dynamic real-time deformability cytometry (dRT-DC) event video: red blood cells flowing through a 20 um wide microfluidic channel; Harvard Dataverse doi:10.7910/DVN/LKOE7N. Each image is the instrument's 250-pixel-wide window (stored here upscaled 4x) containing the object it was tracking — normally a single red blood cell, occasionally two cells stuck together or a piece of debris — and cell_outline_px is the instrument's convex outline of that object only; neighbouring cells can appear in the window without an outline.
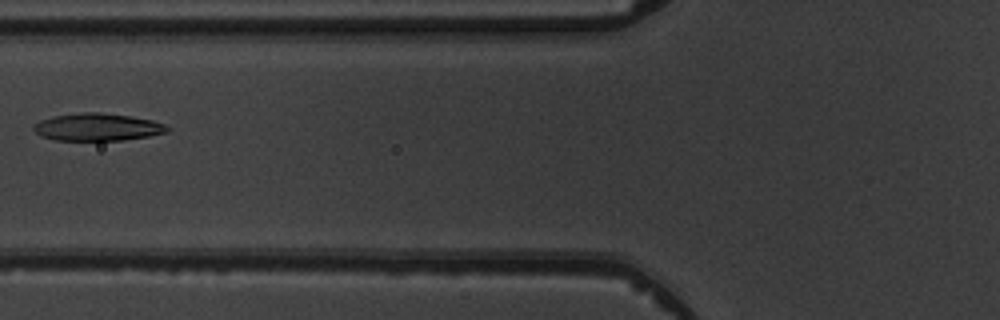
{"species": "common noctule bat (a hibernating species)", "species_latin": "Nyctalus noctula", "temperature_condition": "warm", "stored_images_in_passage": 4, "camera_frame_rate_fps": 3000, "um_per_image_px": 0.085, "animal": {"sex": "male", "body_mass_g": 19.5, "forearm_length_mm": 54.6}, "frame": {"image": 1, "passage_image": 4, "time_ms": 3.667, "image_size_px": [1000, 320], "cell_outline_px": [[168, 132], [148, 136], [124, 140], [56, 140], [40, 136], [32, 128], [40, 120], [52, 116], [80, 112], [100, 112], [128, 116], [152, 120], [164, 124], [168, 128]], "centroid_in_image_um": [8.25, 10.8], "position_along_channel_um": 117.5, "area_um2": 21.27}}